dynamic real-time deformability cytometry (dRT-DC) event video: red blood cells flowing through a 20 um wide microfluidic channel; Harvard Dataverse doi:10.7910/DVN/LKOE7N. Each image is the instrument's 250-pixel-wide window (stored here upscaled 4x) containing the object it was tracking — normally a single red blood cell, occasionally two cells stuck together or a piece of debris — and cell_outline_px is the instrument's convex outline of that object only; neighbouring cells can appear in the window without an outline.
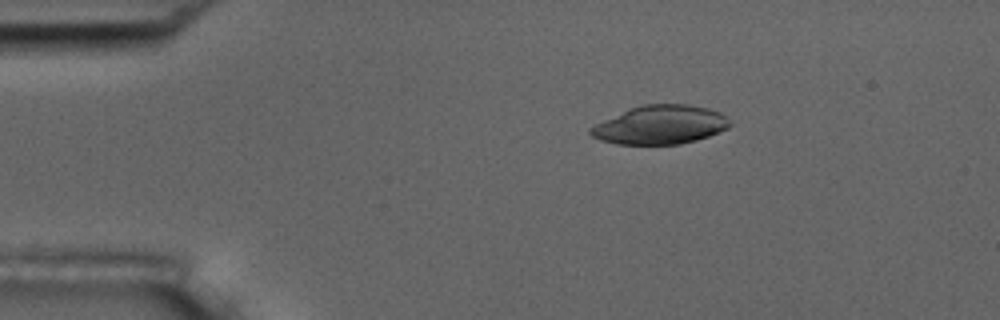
{"species": "common noctule bat (a hibernating species)", "species_latin": "Nyctalus noctula", "temperature_condition": "room temperature", "stored_images_in_passage": 8, "camera_frame_rate_fps": 3000, "um_per_image_px": 0.085, "animal": {"sex": "male", "body_mass_g": 17.5, "forearm_length_mm": 52.3}, "frame": {"image": 1, "passage_image": 3, "time_ms": 2.333, "image_size_px": [1000, 320], "cell_outline_px": [[732, 124], [728, 128], [708, 136], [696, 140], [680, 144], [616, 144], [600, 140], [592, 136], [588, 132], [588, 128], [604, 120], [632, 108], [644, 104], [688, 104], [708, 108], [720, 112], [728, 116]], "centroid_in_image_um": [56.16, 10.61], "position_along_channel_um": 28.8, "area_um2": 31.39}}